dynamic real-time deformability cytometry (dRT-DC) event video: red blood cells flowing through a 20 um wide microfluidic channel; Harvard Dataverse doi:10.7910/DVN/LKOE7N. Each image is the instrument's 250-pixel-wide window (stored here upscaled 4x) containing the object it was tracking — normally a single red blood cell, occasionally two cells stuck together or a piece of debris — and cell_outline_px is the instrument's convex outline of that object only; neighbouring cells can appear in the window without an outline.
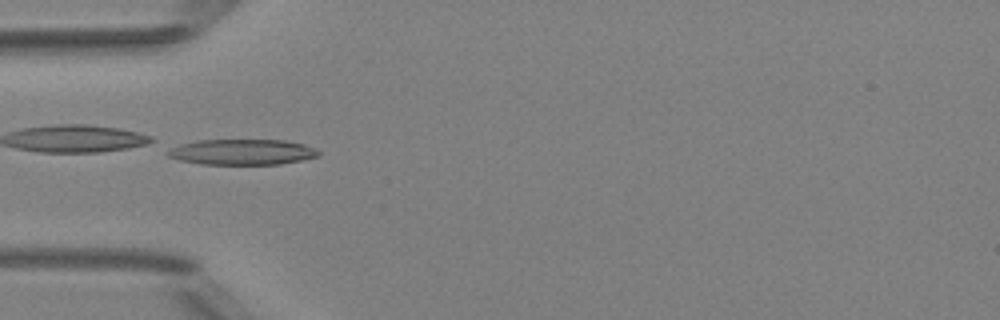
{"species": "Egyptian fruit bat (a non-hibernating species)", "species_latin": "Rousettus aegyptiacus", "temperature_condition": "room temperature", "stored_images_in_passage": 3, "camera_frame_rate_fps": 3000, "um_per_image_px": 0.085, "animal": {"sex": "female"}, "frame": {"image": 1, "passage_image": 1, "time_ms": 0.0, "image_size_px": [1000, 320], "cell_outline_px": [[320, 156], [280, 164], [200, 164], [180, 160], [168, 156], [168, 152], [172, 148], [180, 144], [196, 140], [284, 140], [304, 144], [316, 148], [320, 152]], "centroid_in_image_um": [20.62, 12.92], "position_along_channel_um": 64.4, "area_um2": 22.43}}
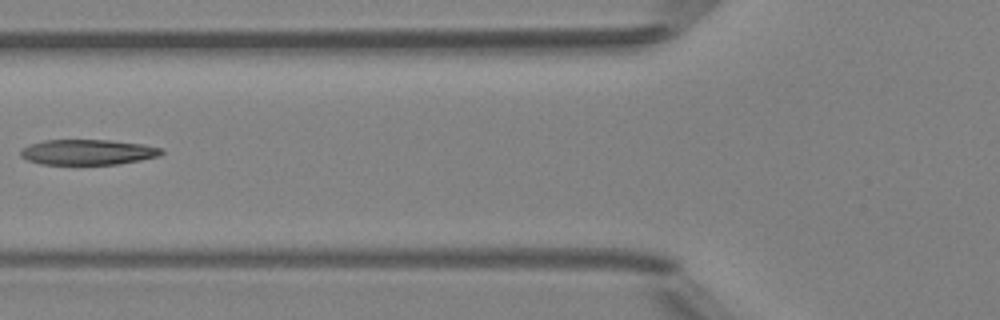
{"frame": {"image": 2, "passage_image": 2, "time_ms": 1.333, "image_size_px": [1000, 320], "cell_outline_px": [[164, 152], [160, 156], [140, 160], [116, 164], [40, 164], [28, 160], [20, 156], [20, 152], [28, 144], [44, 140], [108, 140], [144, 144], [164, 148]], "centroid_in_image_um": [7.49, 12.92], "position_along_channel_um": 118.3, "area_um2": 20.87}}
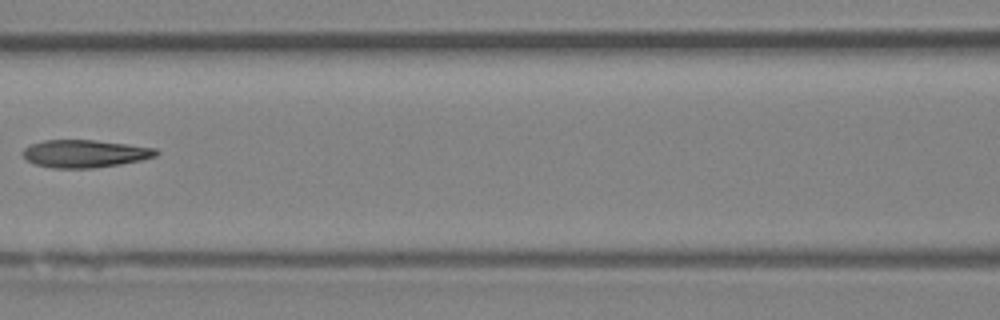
{"frame": {"image": 3, "passage_image": 3, "time_ms": 2.333, "image_size_px": [1000, 320], "cell_outline_px": [[160, 152], [156, 156], [140, 160], [120, 164], [92, 168], [52, 168], [36, 164], [28, 160], [20, 152], [24, 148], [32, 144], [44, 140], [96, 140], [128, 144], [156, 148]], "centroid_in_image_um": [7.22, 13.05], "position_along_channel_um": 159.4, "area_um2": 21.44}}